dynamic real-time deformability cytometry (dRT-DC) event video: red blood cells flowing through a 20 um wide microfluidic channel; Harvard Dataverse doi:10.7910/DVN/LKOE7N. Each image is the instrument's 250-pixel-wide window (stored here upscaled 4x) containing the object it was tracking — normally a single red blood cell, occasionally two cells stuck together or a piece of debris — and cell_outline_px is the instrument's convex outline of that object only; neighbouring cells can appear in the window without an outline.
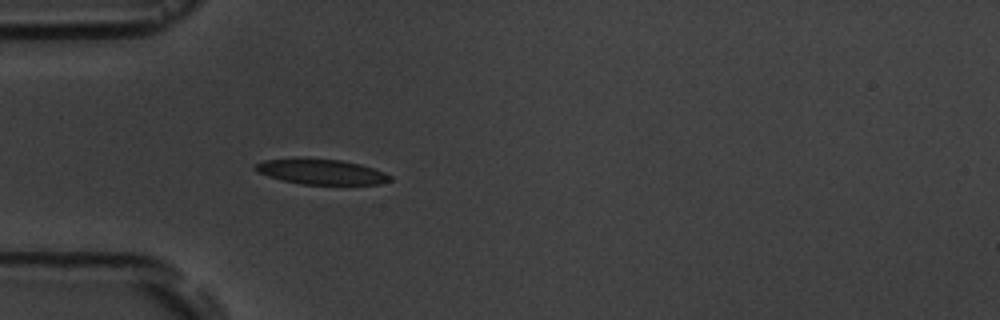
{"species": "common noctule bat (a hibernating species)", "species_latin": "Nyctalus noctula", "temperature_condition": "room temperature", "stored_images_in_passage": 4, "camera_frame_rate_fps": 3000, "um_per_image_px": 0.085, "animal": {"sex": "male", "body_mass_g": 19.5, "forearm_length_mm": 54.6}, "frame": {"image": 1, "passage_image": 4, "time_ms": 3.333, "image_size_px": [1000, 320], "cell_outline_px": [[392, 180], [380, 184], [300, 184], [280, 180], [256, 172], [252, 168], [256, 164], [264, 160], [296, 156], [300, 156], [340, 160], [360, 164], [384, 172], [392, 176]], "centroid_in_image_um": [27.22, 14.57], "position_along_channel_um": 57.8, "area_um2": 20.4}}